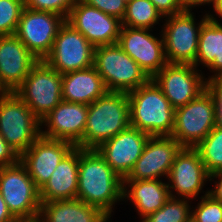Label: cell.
<instances>
[{
    "label": "cell",
    "mask_w": 222,
    "mask_h": 222,
    "mask_svg": "<svg viewBox=\"0 0 222 222\" xmlns=\"http://www.w3.org/2000/svg\"><path fill=\"white\" fill-rule=\"evenodd\" d=\"M77 199L99 208L109 218L113 205L123 199V179L96 149L79 147Z\"/></svg>",
    "instance_id": "cell-1"
},
{
    "label": "cell",
    "mask_w": 222,
    "mask_h": 222,
    "mask_svg": "<svg viewBox=\"0 0 222 222\" xmlns=\"http://www.w3.org/2000/svg\"><path fill=\"white\" fill-rule=\"evenodd\" d=\"M130 126L150 136H170L175 109L156 83L150 79L128 92Z\"/></svg>",
    "instance_id": "cell-2"
},
{
    "label": "cell",
    "mask_w": 222,
    "mask_h": 222,
    "mask_svg": "<svg viewBox=\"0 0 222 222\" xmlns=\"http://www.w3.org/2000/svg\"><path fill=\"white\" fill-rule=\"evenodd\" d=\"M129 125L128 93L108 91L88 105L84 149H96Z\"/></svg>",
    "instance_id": "cell-3"
},
{
    "label": "cell",
    "mask_w": 222,
    "mask_h": 222,
    "mask_svg": "<svg viewBox=\"0 0 222 222\" xmlns=\"http://www.w3.org/2000/svg\"><path fill=\"white\" fill-rule=\"evenodd\" d=\"M93 66L108 91L128 93L151 79L117 43L95 47Z\"/></svg>",
    "instance_id": "cell-4"
},
{
    "label": "cell",
    "mask_w": 222,
    "mask_h": 222,
    "mask_svg": "<svg viewBox=\"0 0 222 222\" xmlns=\"http://www.w3.org/2000/svg\"><path fill=\"white\" fill-rule=\"evenodd\" d=\"M0 193L17 220L33 222L39 219V189L20 161L0 167Z\"/></svg>",
    "instance_id": "cell-5"
},
{
    "label": "cell",
    "mask_w": 222,
    "mask_h": 222,
    "mask_svg": "<svg viewBox=\"0 0 222 222\" xmlns=\"http://www.w3.org/2000/svg\"><path fill=\"white\" fill-rule=\"evenodd\" d=\"M40 119L15 93L0 96V134L20 156L41 136Z\"/></svg>",
    "instance_id": "cell-6"
},
{
    "label": "cell",
    "mask_w": 222,
    "mask_h": 222,
    "mask_svg": "<svg viewBox=\"0 0 222 222\" xmlns=\"http://www.w3.org/2000/svg\"><path fill=\"white\" fill-rule=\"evenodd\" d=\"M14 92L41 120L62 101V74L40 60Z\"/></svg>",
    "instance_id": "cell-7"
},
{
    "label": "cell",
    "mask_w": 222,
    "mask_h": 222,
    "mask_svg": "<svg viewBox=\"0 0 222 222\" xmlns=\"http://www.w3.org/2000/svg\"><path fill=\"white\" fill-rule=\"evenodd\" d=\"M215 127L214 102L205 89L186 105L175 109L171 137L182 147L194 148Z\"/></svg>",
    "instance_id": "cell-8"
},
{
    "label": "cell",
    "mask_w": 222,
    "mask_h": 222,
    "mask_svg": "<svg viewBox=\"0 0 222 222\" xmlns=\"http://www.w3.org/2000/svg\"><path fill=\"white\" fill-rule=\"evenodd\" d=\"M208 19L207 13L196 24L193 12L185 10L167 16L162 29L164 54L167 63L194 64L197 57L199 32ZM198 25V26H197ZM197 26V27H196Z\"/></svg>",
    "instance_id": "cell-9"
},
{
    "label": "cell",
    "mask_w": 222,
    "mask_h": 222,
    "mask_svg": "<svg viewBox=\"0 0 222 222\" xmlns=\"http://www.w3.org/2000/svg\"><path fill=\"white\" fill-rule=\"evenodd\" d=\"M95 47L66 21L59 28L51 52L43 60L61 74L93 66Z\"/></svg>",
    "instance_id": "cell-10"
},
{
    "label": "cell",
    "mask_w": 222,
    "mask_h": 222,
    "mask_svg": "<svg viewBox=\"0 0 222 222\" xmlns=\"http://www.w3.org/2000/svg\"><path fill=\"white\" fill-rule=\"evenodd\" d=\"M65 19L52 12L24 8L15 36L39 60L51 52L57 32Z\"/></svg>",
    "instance_id": "cell-11"
},
{
    "label": "cell",
    "mask_w": 222,
    "mask_h": 222,
    "mask_svg": "<svg viewBox=\"0 0 222 222\" xmlns=\"http://www.w3.org/2000/svg\"><path fill=\"white\" fill-rule=\"evenodd\" d=\"M198 71L193 64L167 63L151 79L177 109L205 90L206 79Z\"/></svg>",
    "instance_id": "cell-12"
},
{
    "label": "cell",
    "mask_w": 222,
    "mask_h": 222,
    "mask_svg": "<svg viewBox=\"0 0 222 222\" xmlns=\"http://www.w3.org/2000/svg\"><path fill=\"white\" fill-rule=\"evenodd\" d=\"M94 46L118 43L122 20L78 0L65 20Z\"/></svg>",
    "instance_id": "cell-13"
},
{
    "label": "cell",
    "mask_w": 222,
    "mask_h": 222,
    "mask_svg": "<svg viewBox=\"0 0 222 222\" xmlns=\"http://www.w3.org/2000/svg\"><path fill=\"white\" fill-rule=\"evenodd\" d=\"M147 28L122 26L118 45L152 78L166 64L164 40L158 39Z\"/></svg>",
    "instance_id": "cell-14"
},
{
    "label": "cell",
    "mask_w": 222,
    "mask_h": 222,
    "mask_svg": "<svg viewBox=\"0 0 222 222\" xmlns=\"http://www.w3.org/2000/svg\"><path fill=\"white\" fill-rule=\"evenodd\" d=\"M88 105L61 101L52 111L44 116L41 136L69 142L75 147L84 149V131L87 120Z\"/></svg>",
    "instance_id": "cell-15"
},
{
    "label": "cell",
    "mask_w": 222,
    "mask_h": 222,
    "mask_svg": "<svg viewBox=\"0 0 222 222\" xmlns=\"http://www.w3.org/2000/svg\"><path fill=\"white\" fill-rule=\"evenodd\" d=\"M182 149L171 136H150L142 155L123 180H156L168 178L175 156Z\"/></svg>",
    "instance_id": "cell-16"
},
{
    "label": "cell",
    "mask_w": 222,
    "mask_h": 222,
    "mask_svg": "<svg viewBox=\"0 0 222 222\" xmlns=\"http://www.w3.org/2000/svg\"><path fill=\"white\" fill-rule=\"evenodd\" d=\"M149 137L148 133L129 125L116 136L100 144L96 150L106 163L124 179L142 155Z\"/></svg>",
    "instance_id": "cell-17"
},
{
    "label": "cell",
    "mask_w": 222,
    "mask_h": 222,
    "mask_svg": "<svg viewBox=\"0 0 222 222\" xmlns=\"http://www.w3.org/2000/svg\"><path fill=\"white\" fill-rule=\"evenodd\" d=\"M209 176L198 151L195 148L182 147L175 156L168 175L170 197L195 199ZM171 189H174L178 196H175Z\"/></svg>",
    "instance_id": "cell-18"
},
{
    "label": "cell",
    "mask_w": 222,
    "mask_h": 222,
    "mask_svg": "<svg viewBox=\"0 0 222 222\" xmlns=\"http://www.w3.org/2000/svg\"><path fill=\"white\" fill-rule=\"evenodd\" d=\"M74 147L73 144L66 141L40 136L20 155L19 161L40 190L58 164Z\"/></svg>",
    "instance_id": "cell-19"
},
{
    "label": "cell",
    "mask_w": 222,
    "mask_h": 222,
    "mask_svg": "<svg viewBox=\"0 0 222 222\" xmlns=\"http://www.w3.org/2000/svg\"><path fill=\"white\" fill-rule=\"evenodd\" d=\"M15 35L0 36V79L14 92L39 62Z\"/></svg>",
    "instance_id": "cell-20"
},
{
    "label": "cell",
    "mask_w": 222,
    "mask_h": 222,
    "mask_svg": "<svg viewBox=\"0 0 222 222\" xmlns=\"http://www.w3.org/2000/svg\"><path fill=\"white\" fill-rule=\"evenodd\" d=\"M79 147H74L58 164L39 190L41 202L76 199L78 191Z\"/></svg>",
    "instance_id": "cell-21"
},
{
    "label": "cell",
    "mask_w": 222,
    "mask_h": 222,
    "mask_svg": "<svg viewBox=\"0 0 222 222\" xmlns=\"http://www.w3.org/2000/svg\"><path fill=\"white\" fill-rule=\"evenodd\" d=\"M108 92L94 66L62 74V100L89 105Z\"/></svg>",
    "instance_id": "cell-22"
},
{
    "label": "cell",
    "mask_w": 222,
    "mask_h": 222,
    "mask_svg": "<svg viewBox=\"0 0 222 222\" xmlns=\"http://www.w3.org/2000/svg\"><path fill=\"white\" fill-rule=\"evenodd\" d=\"M124 198L131 200L138 214L144 219L163 207L170 198L168 183L162 182L161 179L123 180Z\"/></svg>",
    "instance_id": "cell-23"
},
{
    "label": "cell",
    "mask_w": 222,
    "mask_h": 222,
    "mask_svg": "<svg viewBox=\"0 0 222 222\" xmlns=\"http://www.w3.org/2000/svg\"><path fill=\"white\" fill-rule=\"evenodd\" d=\"M41 222H107L109 217L99 208L80 199L41 202Z\"/></svg>",
    "instance_id": "cell-24"
},
{
    "label": "cell",
    "mask_w": 222,
    "mask_h": 222,
    "mask_svg": "<svg viewBox=\"0 0 222 222\" xmlns=\"http://www.w3.org/2000/svg\"><path fill=\"white\" fill-rule=\"evenodd\" d=\"M207 16L199 32L197 57L193 65L197 68L204 64L216 76L222 74V24L212 14Z\"/></svg>",
    "instance_id": "cell-25"
},
{
    "label": "cell",
    "mask_w": 222,
    "mask_h": 222,
    "mask_svg": "<svg viewBox=\"0 0 222 222\" xmlns=\"http://www.w3.org/2000/svg\"><path fill=\"white\" fill-rule=\"evenodd\" d=\"M163 18L150 0H134L126 6L122 26L151 29Z\"/></svg>",
    "instance_id": "cell-26"
},
{
    "label": "cell",
    "mask_w": 222,
    "mask_h": 222,
    "mask_svg": "<svg viewBox=\"0 0 222 222\" xmlns=\"http://www.w3.org/2000/svg\"><path fill=\"white\" fill-rule=\"evenodd\" d=\"M194 148L209 175L222 171V128L214 127Z\"/></svg>",
    "instance_id": "cell-27"
},
{
    "label": "cell",
    "mask_w": 222,
    "mask_h": 222,
    "mask_svg": "<svg viewBox=\"0 0 222 222\" xmlns=\"http://www.w3.org/2000/svg\"><path fill=\"white\" fill-rule=\"evenodd\" d=\"M188 202L187 198L170 197L163 207L141 220L142 222H186L192 215Z\"/></svg>",
    "instance_id": "cell-28"
},
{
    "label": "cell",
    "mask_w": 222,
    "mask_h": 222,
    "mask_svg": "<svg viewBox=\"0 0 222 222\" xmlns=\"http://www.w3.org/2000/svg\"><path fill=\"white\" fill-rule=\"evenodd\" d=\"M24 8V0H0V36L15 34Z\"/></svg>",
    "instance_id": "cell-29"
},
{
    "label": "cell",
    "mask_w": 222,
    "mask_h": 222,
    "mask_svg": "<svg viewBox=\"0 0 222 222\" xmlns=\"http://www.w3.org/2000/svg\"><path fill=\"white\" fill-rule=\"evenodd\" d=\"M201 196V201L195 210L192 211V217L196 222H221L222 221V202L215 200L209 191ZM194 211V212H193Z\"/></svg>",
    "instance_id": "cell-30"
},
{
    "label": "cell",
    "mask_w": 222,
    "mask_h": 222,
    "mask_svg": "<svg viewBox=\"0 0 222 222\" xmlns=\"http://www.w3.org/2000/svg\"><path fill=\"white\" fill-rule=\"evenodd\" d=\"M78 0H24L25 7L36 11H47L62 16L65 20Z\"/></svg>",
    "instance_id": "cell-31"
},
{
    "label": "cell",
    "mask_w": 222,
    "mask_h": 222,
    "mask_svg": "<svg viewBox=\"0 0 222 222\" xmlns=\"http://www.w3.org/2000/svg\"><path fill=\"white\" fill-rule=\"evenodd\" d=\"M214 102L215 127L222 128V74L209 76L206 88Z\"/></svg>",
    "instance_id": "cell-32"
},
{
    "label": "cell",
    "mask_w": 222,
    "mask_h": 222,
    "mask_svg": "<svg viewBox=\"0 0 222 222\" xmlns=\"http://www.w3.org/2000/svg\"><path fill=\"white\" fill-rule=\"evenodd\" d=\"M82 2L99 9L105 14L122 20L126 13V4L123 0H81Z\"/></svg>",
    "instance_id": "cell-33"
},
{
    "label": "cell",
    "mask_w": 222,
    "mask_h": 222,
    "mask_svg": "<svg viewBox=\"0 0 222 222\" xmlns=\"http://www.w3.org/2000/svg\"><path fill=\"white\" fill-rule=\"evenodd\" d=\"M163 17L185 11L183 0H150Z\"/></svg>",
    "instance_id": "cell-34"
},
{
    "label": "cell",
    "mask_w": 222,
    "mask_h": 222,
    "mask_svg": "<svg viewBox=\"0 0 222 222\" xmlns=\"http://www.w3.org/2000/svg\"><path fill=\"white\" fill-rule=\"evenodd\" d=\"M19 155L0 134V167L9 166L19 161Z\"/></svg>",
    "instance_id": "cell-35"
},
{
    "label": "cell",
    "mask_w": 222,
    "mask_h": 222,
    "mask_svg": "<svg viewBox=\"0 0 222 222\" xmlns=\"http://www.w3.org/2000/svg\"><path fill=\"white\" fill-rule=\"evenodd\" d=\"M214 178H218L219 181H214L216 183L214 186L215 190H209V195H211L215 200L222 202V171L211 174L209 176V181H213Z\"/></svg>",
    "instance_id": "cell-36"
},
{
    "label": "cell",
    "mask_w": 222,
    "mask_h": 222,
    "mask_svg": "<svg viewBox=\"0 0 222 222\" xmlns=\"http://www.w3.org/2000/svg\"><path fill=\"white\" fill-rule=\"evenodd\" d=\"M18 220L9 211L2 194L0 193V222H17Z\"/></svg>",
    "instance_id": "cell-37"
},
{
    "label": "cell",
    "mask_w": 222,
    "mask_h": 222,
    "mask_svg": "<svg viewBox=\"0 0 222 222\" xmlns=\"http://www.w3.org/2000/svg\"><path fill=\"white\" fill-rule=\"evenodd\" d=\"M216 0H183L184 7L186 10L190 11L192 7L204 4H211L214 6Z\"/></svg>",
    "instance_id": "cell-38"
},
{
    "label": "cell",
    "mask_w": 222,
    "mask_h": 222,
    "mask_svg": "<svg viewBox=\"0 0 222 222\" xmlns=\"http://www.w3.org/2000/svg\"><path fill=\"white\" fill-rule=\"evenodd\" d=\"M212 7L214 12L222 18V0H216L215 5Z\"/></svg>",
    "instance_id": "cell-39"
},
{
    "label": "cell",
    "mask_w": 222,
    "mask_h": 222,
    "mask_svg": "<svg viewBox=\"0 0 222 222\" xmlns=\"http://www.w3.org/2000/svg\"><path fill=\"white\" fill-rule=\"evenodd\" d=\"M10 93V91L4 86L0 79V96Z\"/></svg>",
    "instance_id": "cell-40"
},
{
    "label": "cell",
    "mask_w": 222,
    "mask_h": 222,
    "mask_svg": "<svg viewBox=\"0 0 222 222\" xmlns=\"http://www.w3.org/2000/svg\"><path fill=\"white\" fill-rule=\"evenodd\" d=\"M186 222H196L194 218L191 216Z\"/></svg>",
    "instance_id": "cell-41"
},
{
    "label": "cell",
    "mask_w": 222,
    "mask_h": 222,
    "mask_svg": "<svg viewBox=\"0 0 222 222\" xmlns=\"http://www.w3.org/2000/svg\"><path fill=\"white\" fill-rule=\"evenodd\" d=\"M134 0H123V2L127 5L130 2H133Z\"/></svg>",
    "instance_id": "cell-42"
},
{
    "label": "cell",
    "mask_w": 222,
    "mask_h": 222,
    "mask_svg": "<svg viewBox=\"0 0 222 222\" xmlns=\"http://www.w3.org/2000/svg\"><path fill=\"white\" fill-rule=\"evenodd\" d=\"M33 222H41L39 219L34 220Z\"/></svg>",
    "instance_id": "cell-43"
}]
</instances>
